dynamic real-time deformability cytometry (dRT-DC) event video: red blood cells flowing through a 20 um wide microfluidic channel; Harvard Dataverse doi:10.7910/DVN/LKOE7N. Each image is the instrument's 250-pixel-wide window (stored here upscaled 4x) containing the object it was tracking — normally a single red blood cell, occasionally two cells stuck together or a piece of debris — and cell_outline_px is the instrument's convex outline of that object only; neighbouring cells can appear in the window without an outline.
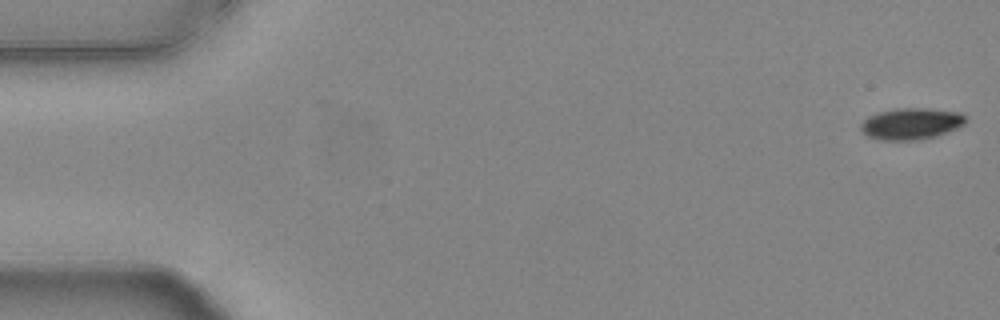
{"species": "common noctule bat (a hibernating species)", "species_latin": "Nyctalus noctula", "temperature_condition": "warm", "stored_images_in_passage": 12, "camera_frame_rate_fps": 3000, "um_per_image_px": 0.085, "animal": {"sex": "female", "body_mass_g": 24.6, "forearm_length_mm": 56.2}, "frame": {"image": 1, "passage_image": 1, "time_ms": 0.0, "image_size_px": [1000, 320], "cell_outline_px": [[964, 124], [956, 128], [936, 136], [920, 140], [880, 140], [868, 136], [860, 132], [860, 124], [868, 116], [880, 112], [896, 108], [928, 108], [960, 112], [964, 116]], "centroid_in_image_um": [77.4, 10.52], "position_along_channel_um": 7.6, "area_um2": 19.25}}